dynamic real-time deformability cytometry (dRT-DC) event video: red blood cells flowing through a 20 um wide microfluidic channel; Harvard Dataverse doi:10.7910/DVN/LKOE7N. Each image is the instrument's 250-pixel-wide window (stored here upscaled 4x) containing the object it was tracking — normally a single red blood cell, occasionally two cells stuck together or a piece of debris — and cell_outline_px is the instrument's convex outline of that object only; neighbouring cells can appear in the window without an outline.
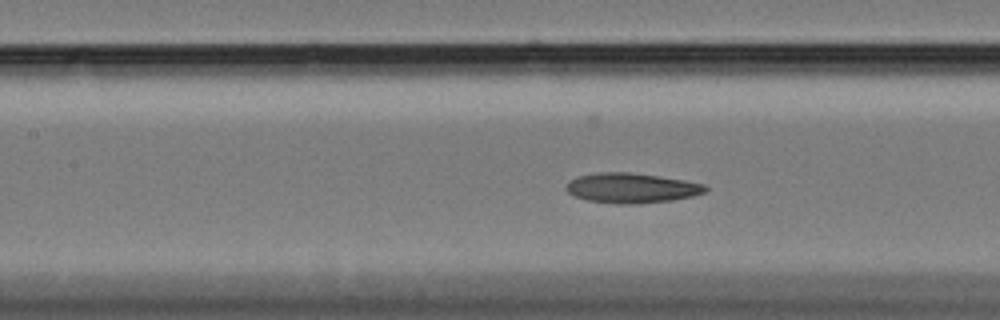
{"species": "Egyptian fruit bat (a non-hibernating species)", "species_latin": "Rousettus aegyptiacus", "temperature_condition": "cold", "stored_images_in_passage": 53, "camera_frame_rate_fps": 3000, "um_per_image_px": 0.085, "animal": {"sex": "female"}, "frame": {"image": 1, "passage_image": 26, "time_ms": 8.333, "image_size_px": [1000, 320], "cell_outline_px": [[708, 192], [692, 196], [672, 200], [640, 204], [616, 204], [588, 200], [572, 196], [564, 188], [576, 176], [600, 172], [628, 172], [660, 176], [708, 184]], "centroid_in_image_um": [53.72, 15.98], "position_along_channel_um": 153.7, "area_um2": 24.57}}
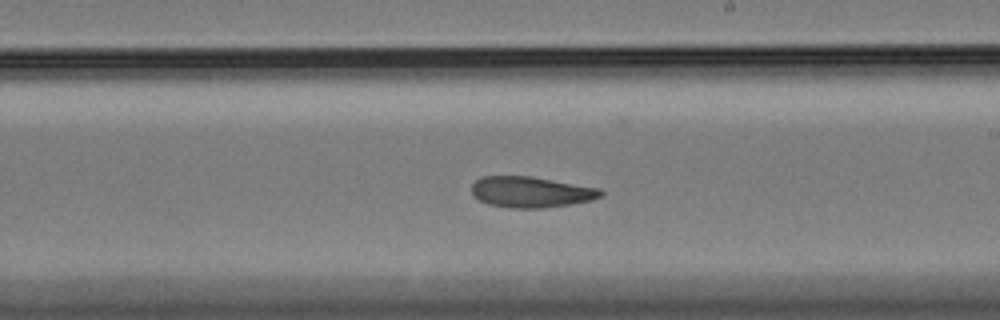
{"frame": {"image": 2, "passage_image": 34, "time_ms": 11.0, "image_size_px": [1000, 320], "cell_outline_px": [[604, 192], [600, 196], [592, 200], [572, 204], [544, 208], [512, 208], [488, 204], [472, 196], [472, 184], [480, 176], [528, 176], [600, 188]], "centroid_in_image_um": [45.11, 16.32], "position_along_channel_um": 243.9, "area_um2": 23.24}}
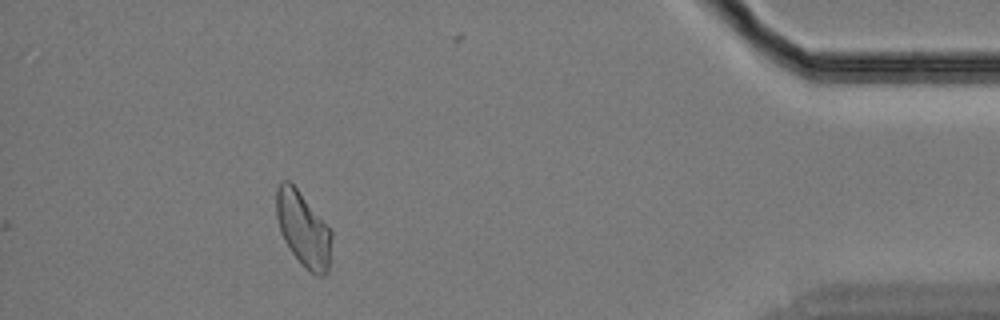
{"frame": {"image": 3, "passage_image": 53, "time_ms": 17.333, "image_size_px": [1000, 320], "cell_outline_px": [[332, 236], [328, 272], [324, 276], [316, 276], [308, 272], [300, 264], [288, 248], [280, 232], [276, 216], [276, 188], [280, 180], [288, 180], [296, 188], [332, 232]], "centroid_in_image_um": [25.75, 19.53], "position_along_channel_um": 409.4, "area_um2": 24.1}, "authors_computed_cell_mechanics": {"area_um2": 24.2182, "velocity_mm_per_s": 3.3921, "shape_relaxation_time_tau1_ms": null, "shape_relaxation_time_tau2_ms": 6.4122, "deformation_change_tau1": null, "deformation_change_tau2": 0.1281}}